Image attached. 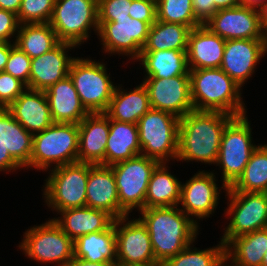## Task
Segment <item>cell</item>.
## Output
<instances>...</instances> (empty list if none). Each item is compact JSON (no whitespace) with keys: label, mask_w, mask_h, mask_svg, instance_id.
<instances>
[{"label":"cell","mask_w":267,"mask_h":266,"mask_svg":"<svg viewBox=\"0 0 267 266\" xmlns=\"http://www.w3.org/2000/svg\"><path fill=\"white\" fill-rule=\"evenodd\" d=\"M234 118L220 111H190L180 118L177 161L216 164L226 125Z\"/></svg>","instance_id":"6da1fadb"},{"label":"cell","mask_w":267,"mask_h":266,"mask_svg":"<svg viewBox=\"0 0 267 266\" xmlns=\"http://www.w3.org/2000/svg\"><path fill=\"white\" fill-rule=\"evenodd\" d=\"M178 206L141 210L139 219L150 235L155 260L162 265L192 244L198 234V222Z\"/></svg>","instance_id":"7a4b0ae2"},{"label":"cell","mask_w":267,"mask_h":266,"mask_svg":"<svg viewBox=\"0 0 267 266\" xmlns=\"http://www.w3.org/2000/svg\"><path fill=\"white\" fill-rule=\"evenodd\" d=\"M191 100L196 111H220L234 117L247 113L241 87L221 68L189 71Z\"/></svg>","instance_id":"3957f363"},{"label":"cell","mask_w":267,"mask_h":266,"mask_svg":"<svg viewBox=\"0 0 267 266\" xmlns=\"http://www.w3.org/2000/svg\"><path fill=\"white\" fill-rule=\"evenodd\" d=\"M78 140V124L53 123L33 135L32 154L27 169L33 167L47 171L52 164V168H56L78 162Z\"/></svg>","instance_id":"277c9868"},{"label":"cell","mask_w":267,"mask_h":266,"mask_svg":"<svg viewBox=\"0 0 267 266\" xmlns=\"http://www.w3.org/2000/svg\"><path fill=\"white\" fill-rule=\"evenodd\" d=\"M179 125L180 119L175 115L151 108L137 123L141 155L159 163L176 159Z\"/></svg>","instance_id":"5b68a950"},{"label":"cell","mask_w":267,"mask_h":266,"mask_svg":"<svg viewBox=\"0 0 267 266\" xmlns=\"http://www.w3.org/2000/svg\"><path fill=\"white\" fill-rule=\"evenodd\" d=\"M251 126L246 114L234 117L225 127L216 166L222 168V186L225 191L242 175L252 153L257 148L252 143Z\"/></svg>","instance_id":"8992f818"},{"label":"cell","mask_w":267,"mask_h":266,"mask_svg":"<svg viewBox=\"0 0 267 266\" xmlns=\"http://www.w3.org/2000/svg\"><path fill=\"white\" fill-rule=\"evenodd\" d=\"M49 24L60 42L80 46L98 32V0H55Z\"/></svg>","instance_id":"52a82bcc"},{"label":"cell","mask_w":267,"mask_h":266,"mask_svg":"<svg viewBox=\"0 0 267 266\" xmlns=\"http://www.w3.org/2000/svg\"><path fill=\"white\" fill-rule=\"evenodd\" d=\"M105 64L91 59L75 58L70 66L72 79L82 105L89 113H104L115 87Z\"/></svg>","instance_id":"ba28073f"},{"label":"cell","mask_w":267,"mask_h":266,"mask_svg":"<svg viewBox=\"0 0 267 266\" xmlns=\"http://www.w3.org/2000/svg\"><path fill=\"white\" fill-rule=\"evenodd\" d=\"M44 185L45 202L53 211L86 206L88 163L75 162L50 169Z\"/></svg>","instance_id":"9c48e42d"},{"label":"cell","mask_w":267,"mask_h":266,"mask_svg":"<svg viewBox=\"0 0 267 266\" xmlns=\"http://www.w3.org/2000/svg\"><path fill=\"white\" fill-rule=\"evenodd\" d=\"M158 161L143 155L111 166L116 180L120 204V218L132 210L144 209L148 183Z\"/></svg>","instance_id":"30bf717a"},{"label":"cell","mask_w":267,"mask_h":266,"mask_svg":"<svg viewBox=\"0 0 267 266\" xmlns=\"http://www.w3.org/2000/svg\"><path fill=\"white\" fill-rule=\"evenodd\" d=\"M23 237L18 247L29 259L67 266L74 258V241L53 219L28 229Z\"/></svg>","instance_id":"8fae6325"},{"label":"cell","mask_w":267,"mask_h":266,"mask_svg":"<svg viewBox=\"0 0 267 266\" xmlns=\"http://www.w3.org/2000/svg\"><path fill=\"white\" fill-rule=\"evenodd\" d=\"M230 201L226 216H230L221 241L267 228V193L226 191Z\"/></svg>","instance_id":"7c38bea8"},{"label":"cell","mask_w":267,"mask_h":266,"mask_svg":"<svg viewBox=\"0 0 267 266\" xmlns=\"http://www.w3.org/2000/svg\"><path fill=\"white\" fill-rule=\"evenodd\" d=\"M127 217L126 215L114 219L116 266L160 265L155 260L150 235L146 226L139 218L127 221L129 219Z\"/></svg>","instance_id":"4fadbf2b"},{"label":"cell","mask_w":267,"mask_h":266,"mask_svg":"<svg viewBox=\"0 0 267 266\" xmlns=\"http://www.w3.org/2000/svg\"><path fill=\"white\" fill-rule=\"evenodd\" d=\"M205 25L225 40L266 39V25L260 9L238 5L218 10Z\"/></svg>","instance_id":"5bb4252c"},{"label":"cell","mask_w":267,"mask_h":266,"mask_svg":"<svg viewBox=\"0 0 267 266\" xmlns=\"http://www.w3.org/2000/svg\"><path fill=\"white\" fill-rule=\"evenodd\" d=\"M98 32L105 53L140 57L146 44L150 26L143 21L131 18L116 19L114 22H98Z\"/></svg>","instance_id":"9a60e30c"},{"label":"cell","mask_w":267,"mask_h":266,"mask_svg":"<svg viewBox=\"0 0 267 266\" xmlns=\"http://www.w3.org/2000/svg\"><path fill=\"white\" fill-rule=\"evenodd\" d=\"M152 109L165 111L178 117L194 110L191 100L190 75L173 78H144Z\"/></svg>","instance_id":"2e32d148"},{"label":"cell","mask_w":267,"mask_h":266,"mask_svg":"<svg viewBox=\"0 0 267 266\" xmlns=\"http://www.w3.org/2000/svg\"><path fill=\"white\" fill-rule=\"evenodd\" d=\"M266 52V39L226 40L220 68L242 87Z\"/></svg>","instance_id":"e0dca14e"},{"label":"cell","mask_w":267,"mask_h":266,"mask_svg":"<svg viewBox=\"0 0 267 266\" xmlns=\"http://www.w3.org/2000/svg\"><path fill=\"white\" fill-rule=\"evenodd\" d=\"M214 174L211 171H199L185 184H181L179 203L187 216L205 219L216 210L220 191Z\"/></svg>","instance_id":"ac0fdd59"},{"label":"cell","mask_w":267,"mask_h":266,"mask_svg":"<svg viewBox=\"0 0 267 266\" xmlns=\"http://www.w3.org/2000/svg\"><path fill=\"white\" fill-rule=\"evenodd\" d=\"M75 47L77 46L60 42L49 52L31 59L29 89L46 91L69 76L70 66L75 58L68 56L66 50Z\"/></svg>","instance_id":"d6986e66"},{"label":"cell","mask_w":267,"mask_h":266,"mask_svg":"<svg viewBox=\"0 0 267 266\" xmlns=\"http://www.w3.org/2000/svg\"><path fill=\"white\" fill-rule=\"evenodd\" d=\"M86 206L106 211L114 219L120 218L118 190L111 166L88 163Z\"/></svg>","instance_id":"ffe728a7"},{"label":"cell","mask_w":267,"mask_h":266,"mask_svg":"<svg viewBox=\"0 0 267 266\" xmlns=\"http://www.w3.org/2000/svg\"><path fill=\"white\" fill-rule=\"evenodd\" d=\"M78 130V162L105 165L109 118L104 113H89Z\"/></svg>","instance_id":"44dd1931"},{"label":"cell","mask_w":267,"mask_h":266,"mask_svg":"<svg viewBox=\"0 0 267 266\" xmlns=\"http://www.w3.org/2000/svg\"><path fill=\"white\" fill-rule=\"evenodd\" d=\"M226 40L214 34L205 24L190 30L187 43L189 70L220 68Z\"/></svg>","instance_id":"7402d4cb"},{"label":"cell","mask_w":267,"mask_h":266,"mask_svg":"<svg viewBox=\"0 0 267 266\" xmlns=\"http://www.w3.org/2000/svg\"><path fill=\"white\" fill-rule=\"evenodd\" d=\"M6 109L32 135L54 123L45 91L26 88Z\"/></svg>","instance_id":"603a6c76"},{"label":"cell","mask_w":267,"mask_h":266,"mask_svg":"<svg viewBox=\"0 0 267 266\" xmlns=\"http://www.w3.org/2000/svg\"><path fill=\"white\" fill-rule=\"evenodd\" d=\"M45 93L54 123L79 124L89 114L69 76L52 85Z\"/></svg>","instance_id":"cb8c5ba5"},{"label":"cell","mask_w":267,"mask_h":266,"mask_svg":"<svg viewBox=\"0 0 267 266\" xmlns=\"http://www.w3.org/2000/svg\"><path fill=\"white\" fill-rule=\"evenodd\" d=\"M59 214L62 217L53 218V220L73 241L82 235L105 231L114 222V218L106 211L88 206L65 209Z\"/></svg>","instance_id":"d4e9b609"},{"label":"cell","mask_w":267,"mask_h":266,"mask_svg":"<svg viewBox=\"0 0 267 266\" xmlns=\"http://www.w3.org/2000/svg\"><path fill=\"white\" fill-rule=\"evenodd\" d=\"M116 85L111 101L104 114L111 120L137 124L150 109L149 94L143 83L125 92Z\"/></svg>","instance_id":"484cf974"},{"label":"cell","mask_w":267,"mask_h":266,"mask_svg":"<svg viewBox=\"0 0 267 266\" xmlns=\"http://www.w3.org/2000/svg\"><path fill=\"white\" fill-rule=\"evenodd\" d=\"M141 155L137 124L109 119L105 165L112 166Z\"/></svg>","instance_id":"4316f807"},{"label":"cell","mask_w":267,"mask_h":266,"mask_svg":"<svg viewBox=\"0 0 267 266\" xmlns=\"http://www.w3.org/2000/svg\"><path fill=\"white\" fill-rule=\"evenodd\" d=\"M74 257L93 263H114L116 265L114 222L105 231L82 235L74 240Z\"/></svg>","instance_id":"83f0119b"},{"label":"cell","mask_w":267,"mask_h":266,"mask_svg":"<svg viewBox=\"0 0 267 266\" xmlns=\"http://www.w3.org/2000/svg\"><path fill=\"white\" fill-rule=\"evenodd\" d=\"M0 143L26 168L32 154L33 135L6 108H0Z\"/></svg>","instance_id":"f1b7e54d"},{"label":"cell","mask_w":267,"mask_h":266,"mask_svg":"<svg viewBox=\"0 0 267 266\" xmlns=\"http://www.w3.org/2000/svg\"><path fill=\"white\" fill-rule=\"evenodd\" d=\"M267 250V228L231 239L225 245V258L235 266H261Z\"/></svg>","instance_id":"f546056e"},{"label":"cell","mask_w":267,"mask_h":266,"mask_svg":"<svg viewBox=\"0 0 267 266\" xmlns=\"http://www.w3.org/2000/svg\"><path fill=\"white\" fill-rule=\"evenodd\" d=\"M187 50L142 51L137 59L141 61L147 76L145 78H173L189 75Z\"/></svg>","instance_id":"4dcf8cb0"},{"label":"cell","mask_w":267,"mask_h":266,"mask_svg":"<svg viewBox=\"0 0 267 266\" xmlns=\"http://www.w3.org/2000/svg\"><path fill=\"white\" fill-rule=\"evenodd\" d=\"M167 167L166 163H159L153 170L148 183L144 208L172 207L180 204L182 183L168 172Z\"/></svg>","instance_id":"1f68e13d"},{"label":"cell","mask_w":267,"mask_h":266,"mask_svg":"<svg viewBox=\"0 0 267 266\" xmlns=\"http://www.w3.org/2000/svg\"><path fill=\"white\" fill-rule=\"evenodd\" d=\"M14 44L31 59L56 47L60 41L49 23L21 24Z\"/></svg>","instance_id":"d6a6232c"},{"label":"cell","mask_w":267,"mask_h":266,"mask_svg":"<svg viewBox=\"0 0 267 266\" xmlns=\"http://www.w3.org/2000/svg\"><path fill=\"white\" fill-rule=\"evenodd\" d=\"M190 30L185 25L156 20L149 28L142 51L187 50Z\"/></svg>","instance_id":"836d02e7"},{"label":"cell","mask_w":267,"mask_h":266,"mask_svg":"<svg viewBox=\"0 0 267 266\" xmlns=\"http://www.w3.org/2000/svg\"><path fill=\"white\" fill-rule=\"evenodd\" d=\"M226 191L267 193V144L257 145L242 175Z\"/></svg>","instance_id":"e575fe53"},{"label":"cell","mask_w":267,"mask_h":266,"mask_svg":"<svg viewBox=\"0 0 267 266\" xmlns=\"http://www.w3.org/2000/svg\"><path fill=\"white\" fill-rule=\"evenodd\" d=\"M192 244L188 245L176 256L167 259L162 266H218L225 258V245L222 241L219 245L200 250Z\"/></svg>","instance_id":"d590c367"},{"label":"cell","mask_w":267,"mask_h":266,"mask_svg":"<svg viewBox=\"0 0 267 266\" xmlns=\"http://www.w3.org/2000/svg\"><path fill=\"white\" fill-rule=\"evenodd\" d=\"M157 20L188 26L190 29L202 25L192 9V0H156Z\"/></svg>","instance_id":"8d00e7d4"},{"label":"cell","mask_w":267,"mask_h":266,"mask_svg":"<svg viewBox=\"0 0 267 266\" xmlns=\"http://www.w3.org/2000/svg\"><path fill=\"white\" fill-rule=\"evenodd\" d=\"M55 0H22L17 19L19 24L49 23Z\"/></svg>","instance_id":"74e56055"},{"label":"cell","mask_w":267,"mask_h":266,"mask_svg":"<svg viewBox=\"0 0 267 266\" xmlns=\"http://www.w3.org/2000/svg\"><path fill=\"white\" fill-rule=\"evenodd\" d=\"M31 58L10 42V54L4 72L22 81L29 88Z\"/></svg>","instance_id":"f35d334b"},{"label":"cell","mask_w":267,"mask_h":266,"mask_svg":"<svg viewBox=\"0 0 267 266\" xmlns=\"http://www.w3.org/2000/svg\"><path fill=\"white\" fill-rule=\"evenodd\" d=\"M132 0H98V22L128 18Z\"/></svg>","instance_id":"ab89813d"},{"label":"cell","mask_w":267,"mask_h":266,"mask_svg":"<svg viewBox=\"0 0 267 266\" xmlns=\"http://www.w3.org/2000/svg\"><path fill=\"white\" fill-rule=\"evenodd\" d=\"M27 86L7 72H0V108H7L25 90Z\"/></svg>","instance_id":"60d3db41"},{"label":"cell","mask_w":267,"mask_h":266,"mask_svg":"<svg viewBox=\"0 0 267 266\" xmlns=\"http://www.w3.org/2000/svg\"><path fill=\"white\" fill-rule=\"evenodd\" d=\"M129 16L146 22L149 26L157 20L156 0H132Z\"/></svg>","instance_id":"b9f144b4"},{"label":"cell","mask_w":267,"mask_h":266,"mask_svg":"<svg viewBox=\"0 0 267 266\" xmlns=\"http://www.w3.org/2000/svg\"><path fill=\"white\" fill-rule=\"evenodd\" d=\"M19 26L17 14L0 9V42H11L10 38L18 33Z\"/></svg>","instance_id":"7bdbcfd3"},{"label":"cell","mask_w":267,"mask_h":266,"mask_svg":"<svg viewBox=\"0 0 267 266\" xmlns=\"http://www.w3.org/2000/svg\"><path fill=\"white\" fill-rule=\"evenodd\" d=\"M195 18L204 25L215 14V2L212 0H192Z\"/></svg>","instance_id":"ee69618b"},{"label":"cell","mask_w":267,"mask_h":266,"mask_svg":"<svg viewBox=\"0 0 267 266\" xmlns=\"http://www.w3.org/2000/svg\"><path fill=\"white\" fill-rule=\"evenodd\" d=\"M23 167L10 155L9 151L0 143V171L10 172Z\"/></svg>","instance_id":"f6af8a7d"},{"label":"cell","mask_w":267,"mask_h":266,"mask_svg":"<svg viewBox=\"0 0 267 266\" xmlns=\"http://www.w3.org/2000/svg\"><path fill=\"white\" fill-rule=\"evenodd\" d=\"M10 54V42H0V72L4 71Z\"/></svg>","instance_id":"bcb514c9"},{"label":"cell","mask_w":267,"mask_h":266,"mask_svg":"<svg viewBox=\"0 0 267 266\" xmlns=\"http://www.w3.org/2000/svg\"><path fill=\"white\" fill-rule=\"evenodd\" d=\"M22 0H0V9L12 11L15 14L19 12Z\"/></svg>","instance_id":"7dc6e473"},{"label":"cell","mask_w":267,"mask_h":266,"mask_svg":"<svg viewBox=\"0 0 267 266\" xmlns=\"http://www.w3.org/2000/svg\"><path fill=\"white\" fill-rule=\"evenodd\" d=\"M67 266H116L114 263H93L74 257Z\"/></svg>","instance_id":"c3c4849f"},{"label":"cell","mask_w":267,"mask_h":266,"mask_svg":"<svg viewBox=\"0 0 267 266\" xmlns=\"http://www.w3.org/2000/svg\"><path fill=\"white\" fill-rule=\"evenodd\" d=\"M215 2V13L220 9L232 8L240 5L239 0H212Z\"/></svg>","instance_id":"681fc988"},{"label":"cell","mask_w":267,"mask_h":266,"mask_svg":"<svg viewBox=\"0 0 267 266\" xmlns=\"http://www.w3.org/2000/svg\"><path fill=\"white\" fill-rule=\"evenodd\" d=\"M267 0H239L241 6L261 9Z\"/></svg>","instance_id":"f907efd6"},{"label":"cell","mask_w":267,"mask_h":266,"mask_svg":"<svg viewBox=\"0 0 267 266\" xmlns=\"http://www.w3.org/2000/svg\"><path fill=\"white\" fill-rule=\"evenodd\" d=\"M260 10L262 11L263 21L267 25V1Z\"/></svg>","instance_id":"816d5d0a"},{"label":"cell","mask_w":267,"mask_h":266,"mask_svg":"<svg viewBox=\"0 0 267 266\" xmlns=\"http://www.w3.org/2000/svg\"><path fill=\"white\" fill-rule=\"evenodd\" d=\"M227 261V258H224L218 266H235L232 263L230 265H227Z\"/></svg>","instance_id":"f5cc1de1"},{"label":"cell","mask_w":267,"mask_h":266,"mask_svg":"<svg viewBox=\"0 0 267 266\" xmlns=\"http://www.w3.org/2000/svg\"><path fill=\"white\" fill-rule=\"evenodd\" d=\"M261 266H267V250L265 251Z\"/></svg>","instance_id":"db71d44e"},{"label":"cell","mask_w":267,"mask_h":266,"mask_svg":"<svg viewBox=\"0 0 267 266\" xmlns=\"http://www.w3.org/2000/svg\"><path fill=\"white\" fill-rule=\"evenodd\" d=\"M266 41H267V25H266Z\"/></svg>","instance_id":"11a10c76"}]
</instances>
